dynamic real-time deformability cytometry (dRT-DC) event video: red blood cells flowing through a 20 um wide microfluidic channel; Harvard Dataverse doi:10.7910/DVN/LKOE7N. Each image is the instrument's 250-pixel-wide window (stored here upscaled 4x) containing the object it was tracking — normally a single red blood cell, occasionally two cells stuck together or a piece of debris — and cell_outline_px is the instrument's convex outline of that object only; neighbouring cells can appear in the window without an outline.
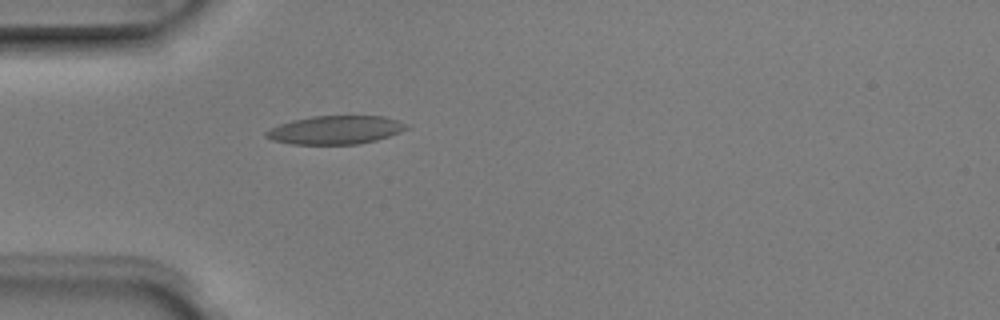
{"species": "Egyptian fruit bat (a non-hibernating species)", "species_latin": "Rousettus aegyptiacus", "temperature_condition": "room temperature", "stored_images_in_passage": 5, "camera_frame_rate_fps": 3000, "um_per_image_px": 0.085, "animal": {"sex": "male"}, "frame": {"image": 1, "passage_image": 5, "time_ms": 1.333, "image_size_px": [1000, 320], "cell_outline_px": [[408, 128], [400, 132], [376, 140], [356, 144], [292, 144], [272, 140], [264, 136], [264, 132], [280, 124], [292, 120], [312, 116], [384, 116], [396, 120], [404, 124]], "centroid_in_image_um": [28.47, 11.04], "position_along_channel_um": 56.5, "area_um2": 23.0}}